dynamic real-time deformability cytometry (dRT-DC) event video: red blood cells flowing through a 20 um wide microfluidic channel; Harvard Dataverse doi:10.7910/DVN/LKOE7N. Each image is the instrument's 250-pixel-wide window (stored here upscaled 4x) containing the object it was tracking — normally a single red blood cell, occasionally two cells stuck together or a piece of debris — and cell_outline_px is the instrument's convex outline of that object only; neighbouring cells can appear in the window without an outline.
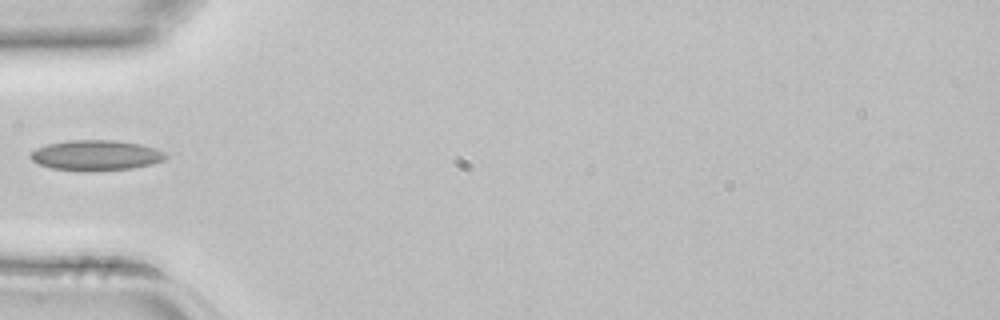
{"species": "common noctule bat (a hibernating species)", "species_latin": "Nyctalus noctula", "temperature_condition": "room temperature", "stored_images_in_passage": 2, "camera_frame_rate_fps": 3000, "um_per_image_px": 0.085, "animal": {"sex": "female", "body_mass_g": 22.7, "forearm_length_mm": 54.2}, "frame": {"image": 1, "passage_image": 2, "time_ms": 0.333, "image_size_px": [1000, 320], "cell_outline_px": [[168, 156], [164, 160], [152, 164], [132, 168], [52, 168], [40, 164], [32, 160], [28, 156], [36, 148], [48, 144], [68, 140], [112, 140], [140, 144], [156, 148], [164, 152]], "centroid_in_image_um": [8.19, 13.15], "position_along_channel_um": 76.8, "area_um2": 22.83}}